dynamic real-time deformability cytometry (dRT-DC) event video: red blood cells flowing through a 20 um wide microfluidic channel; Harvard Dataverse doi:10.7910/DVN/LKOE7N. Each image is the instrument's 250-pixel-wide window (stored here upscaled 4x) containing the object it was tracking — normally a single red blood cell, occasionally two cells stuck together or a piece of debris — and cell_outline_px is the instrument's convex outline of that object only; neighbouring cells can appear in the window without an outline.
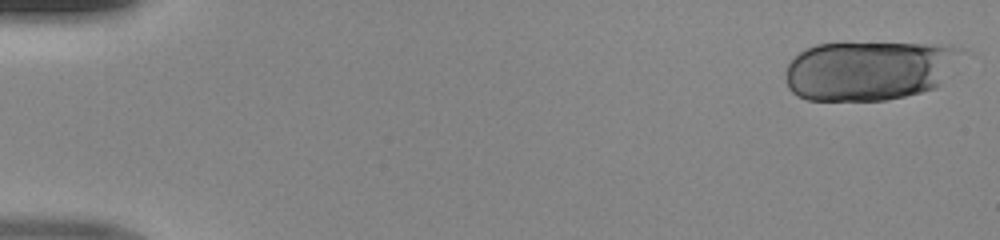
{"species": "human", "species_latin": "Homo sapiens", "temperature_condition": "room temperature", "stored_images_in_passage": 47, "camera_frame_rate_fps": 3000, "um_per_image_px": 0.085, "donor": {"sex": "male"}, "frame": {"image": 1, "passage_image": 1, "time_ms": 0.0, "image_size_px": [1000, 240], "cell_outline_px": [[968, 52], [936, 88], [904, 96], [884, 100], [808, 100], [796, 96], [788, 88], [784, 76], [784, 72], [788, 64], [804, 48], [816, 44], [952, 44], [968, 48]], "centroid_in_image_um": [73.94, 5.98], "position_along_channel_um": 11.1, "area_um2": 61.73}}
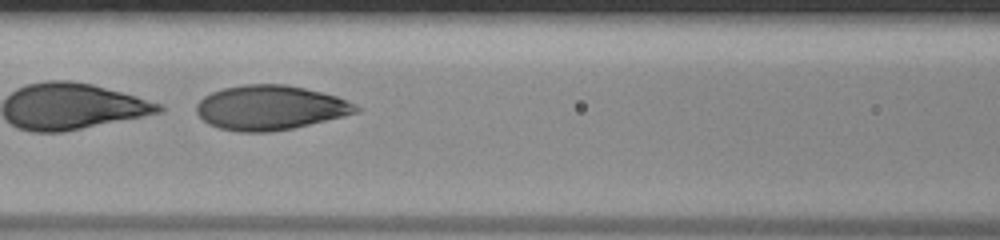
{"frame": {"image": 2, "passage_image": 22, "time_ms": 7.0, "image_size_px": [1000, 240], "cell_outline_px": [[364, 108], [356, 112], [344, 116], [292, 128], [268, 132], [240, 132], [220, 128], [208, 124], [196, 112], [196, 104], [204, 96], [212, 92], [224, 88], [244, 84], [284, 84], [304, 88], [336, 96], [356, 104]], "centroid_in_image_um": [22.96, 9.15], "position_along_channel_um": 143.6, "area_um2": 41.27}}
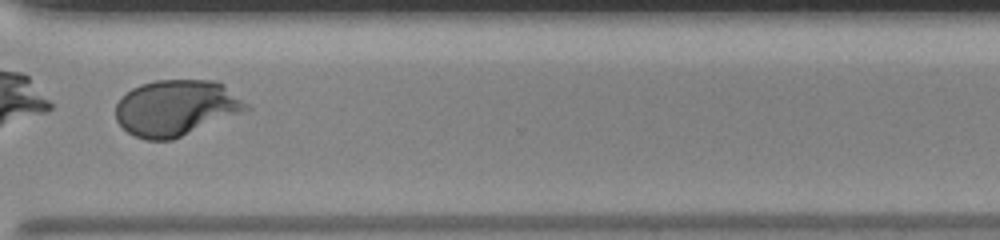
{"frame": {"image": 3, "passage_image": 37, "time_ms": 12.0, "image_size_px": [1000, 240], "cell_outline_px": [[252, 108], [172, 140], [144, 140], [128, 132], [116, 120], [116, 104], [120, 96], [132, 88], [140, 84], [156, 80], [216, 80], [224, 84], [248, 104]], "centroid_in_image_um": [14.95, 9.15], "position_along_channel_um": 355.6, "area_um2": 42.54}}